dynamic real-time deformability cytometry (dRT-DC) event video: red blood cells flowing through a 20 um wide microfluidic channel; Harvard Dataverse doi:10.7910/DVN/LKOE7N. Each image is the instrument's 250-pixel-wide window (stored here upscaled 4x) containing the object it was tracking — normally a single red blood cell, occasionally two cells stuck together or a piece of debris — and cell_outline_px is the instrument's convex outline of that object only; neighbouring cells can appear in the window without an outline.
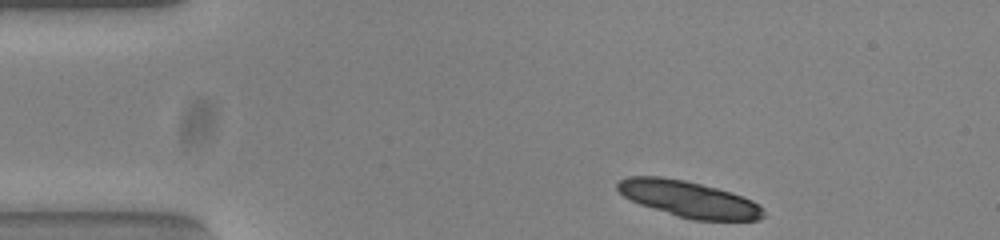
{"species": "common noctule bat (a hibernating species)", "species_latin": "Nyctalus noctula", "temperature_condition": "warm", "stored_images_in_passage": 33, "camera_frame_rate_fps": 3000, "um_per_image_px": 0.085, "animal": {"sex": "female", "body_mass_g": 23.0, "forearm_length_mm": 53.4}, "frame": {"image": 1, "passage_image": 1, "time_ms": 0.0, "image_size_px": [1000, 240], "cell_outline_px": [[764, 216], [760, 220], [692, 220], [640, 204], [624, 196], [616, 188], [616, 184], [620, 180], [628, 176], [660, 176], [684, 180], [732, 192], [752, 200], [764, 212]], "centroid_in_image_um": [58.54, 16.91], "position_along_channel_um": 26.5, "area_um2": 30.46}}